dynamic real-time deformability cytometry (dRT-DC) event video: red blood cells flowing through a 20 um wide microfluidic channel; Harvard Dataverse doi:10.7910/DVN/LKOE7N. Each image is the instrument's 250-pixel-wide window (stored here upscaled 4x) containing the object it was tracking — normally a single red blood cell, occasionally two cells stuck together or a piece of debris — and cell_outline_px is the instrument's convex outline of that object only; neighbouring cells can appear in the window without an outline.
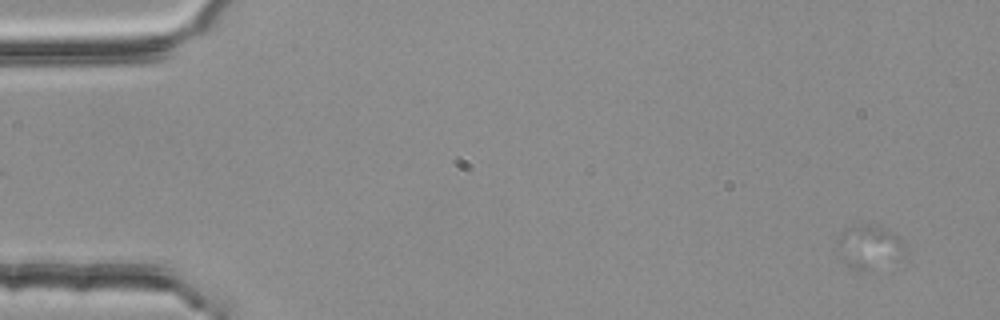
{"species": "common noctule bat (a hibernating species)", "species_latin": "Nyctalus noctula", "temperature_condition": "room temperature", "stored_images_in_passage": 30, "camera_frame_rate_fps": 3000, "um_per_image_px": 0.085, "animal": {"sex": "female", "body_mass_g": 25.1}, "frame": {"image": 1, "passage_image": 6, "time_ms": 1.667, "image_size_px": [1000, 320], "cell_outline_px": [[908, 260], [860, 272], [856, 272], [840, 256], [836, 240], [852, 224], [876, 224], [900, 236], [904, 240], [908, 248]], "centroid_in_image_um": [74.04, 21.02], "position_along_channel_um": 11.0, "area_um2": 18.32}}
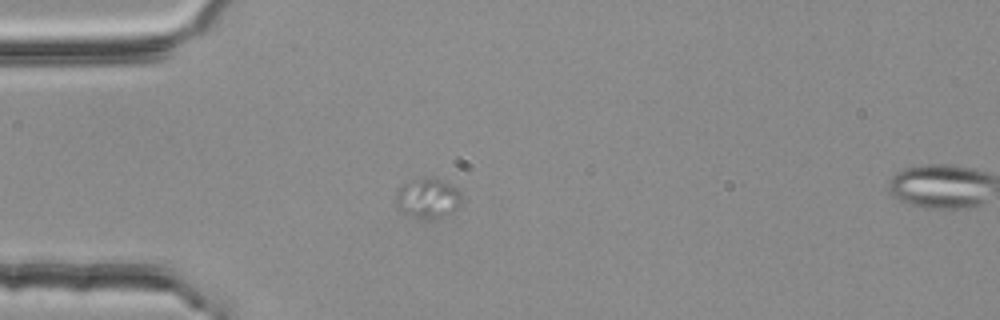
{"frame": {"image": 2, "passage_image": 19, "time_ms": 6.0, "image_size_px": [1000, 320], "cell_outline_px": [[460, 204], [456, 208], [432, 220], [428, 220], [404, 212], [396, 208], [396, 192], [400, 184], [408, 180], [432, 176], [456, 188], [460, 192]], "centroid_in_image_um": [36.29, 16.81], "position_along_channel_um": 48.7, "area_um2": 15.14}}